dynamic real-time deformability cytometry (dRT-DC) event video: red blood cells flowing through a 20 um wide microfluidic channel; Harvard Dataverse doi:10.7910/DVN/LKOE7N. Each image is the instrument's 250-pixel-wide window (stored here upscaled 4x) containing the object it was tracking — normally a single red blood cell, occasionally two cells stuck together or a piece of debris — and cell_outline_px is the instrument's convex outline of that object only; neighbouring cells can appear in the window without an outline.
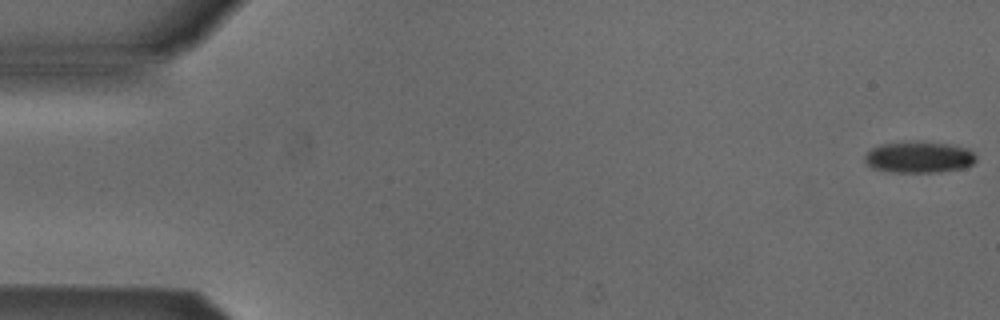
{"species": "Egyptian fruit bat (a non-hibernating species)", "species_latin": "Rousettus aegyptiacus", "temperature_condition": "cold", "stored_images_in_passage": 53, "camera_frame_rate_fps": 3000, "um_per_image_px": 0.085, "animal": {"sex": "male"}, "frame": {"image": 1, "passage_image": 1, "time_ms": 0.0, "image_size_px": [1000, 320], "cell_outline_px": [[976, 160], [972, 164], [964, 168], [940, 172], [892, 172], [872, 168], [864, 164], [864, 156], [872, 148], [880, 144], [916, 140], [948, 144], [968, 148], [976, 156]], "centroid_in_image_um": [78.09, 13.35], "position_along_channel_um": 6.9, "area_um2": 20.69}}
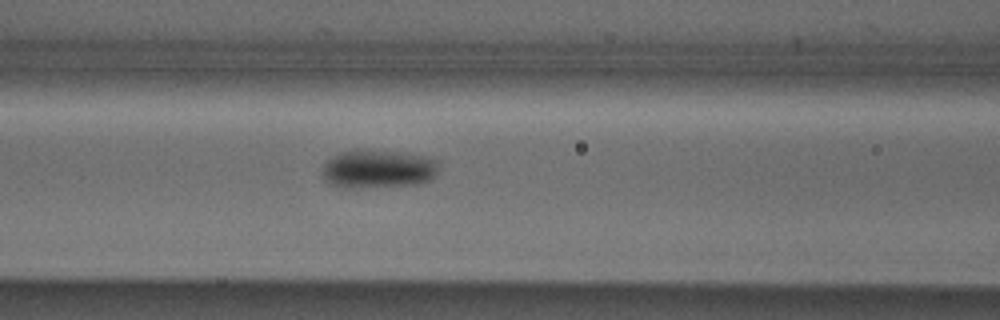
{"frame": {"image": 2, "passage_image": 22, "time_ms": 7.0, "image_size_px": [1000, 320], "cell_outline_px": [[440, 164], [436, 172], [428, 180], [412, 184], [332, 184], [324, 180], [324, 164], [332, 156], [340, 152], [356, 148], [364, 148], [404, 152], [424, 156], [440, 160]], "centroid_in_image_um": [32.19, 14.24], "position_along_channel_um": 134.4, "area_um2": 25.03}}
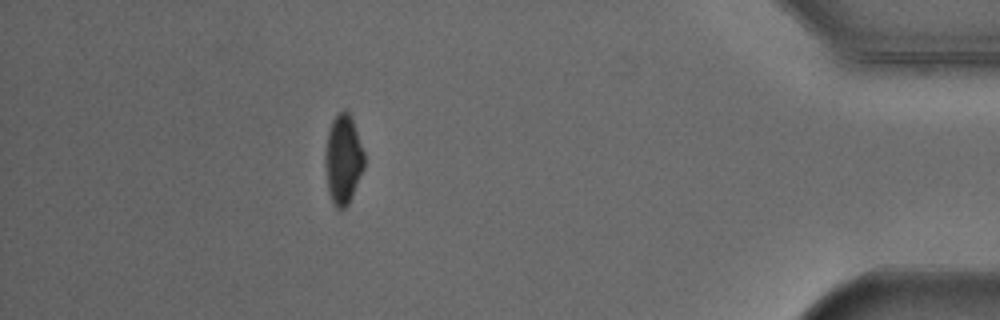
{"frame": {"image": 3, "passage_image": 47, "time_ms": 15.333, "image_size_px": [1000, 320], "cell_outline_px": [[364, 168], [348, 204], [344, 208], [336, 208], [328, 192], [324, 164], [324, 156], [328, 132], [332, 120], [344, 108], [348, 108], [352, 116], [364, 152]], "centroid_in_image_um": [29.16, 13.5], "position_along_channel_um": 406.0, "area_um2": 20.52}, "authors_computed_cell_mechanics": {"area_um2": 22.0796, "velocity_mm_per_s": 3.8971, "shape_relaxation_time_tau1_ms": 1.7537, "shape_relaxation_time_tau2_ms": null, "deformation_change_tau1": 0.0678, "deformation_change_tau2": null}}